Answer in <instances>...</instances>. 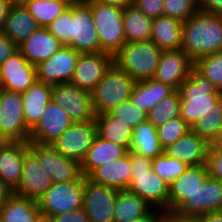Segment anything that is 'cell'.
Here are the masks:
<instances>
[{
    "label": "cell",
    "mask_w": 222,
    "mask_h": 222,
    "mask_svg": "<svg viewBox=\"0 0 222 222\" xmlns=\"http://www.w3.org/2000/svg\"><path fill=\"white\" fill-rule=\"evenodd\" d=\"M47 28L64 45L81 54L103 52L91 7L85 0L67 7Z\"/></svg>",
    "instance_id": "cell-1"
},
{
    "label": "cell",
    "mask_w": 222,
    "mask_h": 222,
    "mask_svg": "<svg viewBox=\"0 0 222 222\" xmlns=\"http://www.w3.org/2000/svg\"><path fill=\"white\" fill-rule=\"evenodd\" d=\"M194 62L222 50V16L198 11L183 22L181 48Z\"/></svg>",
    "instance_id": "cell-2"
},
{
    "label": "cell",
    "mask_w": 222,
    "mask_h": 222,
    "mask_svg": "<svg viewBox=\"0 0 222 222\" xmlns=\"http://www.w3.org/2000/svg\"><path fill=\"white\" fill-rule=\"evenodd\" d=\"M180 117L190 126L212 111H222V92L195 69L178 89Z\"/></svg>",
    "instance_id": "cell-3"
},
{
    "label": "cell",
    "mask_w": 222,
    "mask_h": 222,
    "mask_svg": "<svg viewBox=\"0 0 222 222\" xmlns=\"http://www.w3.org/2000/svg\"><path fill=\"white\" fill-rule=\"evenodd\" d=\"M131 178L128 187L152 208L168 213L169 183L152 169V159L129 151Z\"/></svg>",
    "instance_id": "cell-4"
},
{
    "label": "cell",
    "mask_w": 222,
    "mask_h": 222,
    "mask_svg": "<svg viewBox=\"0 0 222 222\" xmlns=\"http://www.w3.org/2000/svg\"><path fill=\"white\" fill-rule=\"evenodd\" d=\"M162 50L151 40L126 42L114 55V63L136 82L154 77Z\"/></svg>",
    "instance_id": "cell-5"
},
{
    "label": "cell",
    "mask_w": 222,
    "mask_h": 222,
    "mask_svg": "<svg viewBox=\"0 0 222 222\" xmlns=\"http://www.w3.org/2000/svg\"><path fill=\"white\" fill-rule=\"evenodd\" d=\"M136 81L115 63L91 91L95 115L111 111L121 103L129 101Z\"/></svg>",
    "instance_id": "cell-6"
},
{
    "label": "cell",
    "mask_w": 222,
    "mask_h": 222,
    "mask_svg": "<svg viewBox=\"0 0 222 222\" xmlns=\"http://www.w3.org/2000/svg\"><path fill=\"white\" fill-rule=\"evenodd\" d=\"M91 7L100 48L113 56L126 43L123 9L100 0H85Z\"/></svg>",
    "instance_id": "cell-7"
},
{
    "label": "cell",
    "mask_w": 222,
    "mask_h": 222,
    "mask_svg": "<svg viewBox=\"0 0 222 222\" xmlns=\"http://www.w3.org/2000/svg\"><path fill=\"white\" fill-rule=\"evenodd\" d=\"M22 94L0 88V142H29Z\"/></svg>",
    "instance_id": "cell-8"
},
{
    "label": "cell",
    "mask_w": 222,
    "mask_h": 222,
    "mask_svg": "<svg viewBox=\"0 0 222 222\" xmlns=\"http://www.w3.org/2000/svg\"><path fill=\"white\" fill-rule=\"evenodd\" d=\"M84 175L67 183H53L38 200L44 221L48 217L78 210L83 207Z\"/></svg>",
    "instance_id": "cell-9"
},
{
    "label": "cell",
    "mask_w": 222,
    "mask_h": 222,
    "mask_svg": "<svg viewBox=\"0 0 222 222\" xmlns=\"http://www.w3.org/2000/svg\"><path fill=\"white\" fill-rule=\"evenodd\" d=\"M29 149L50 175L52 183H67L83 176L81 163L62 155L52 144L29 142Z\"/></svg>",
    "instance_id": "cell-10"
},
{
    "label": "cell",
    "mask_w": 222,
    "mask_h": 222,
    "mask_svg": "<svg viewBox=\"0 0 222 222\" xmlns=\"http://www.w3.org/2000/svg\"><path fill=\"white\" fill-rule=\"evenodd\" d=\"M52 100L71 118L73 123L95 119L91 92L71 83L52 85Z\"/></svg>",
    "instance_id": "cell-11"
},
{
    "label": "cell",
    "mask_w": 222,
    "mask_h": 222,
    "mask_svg": "<svg viewBox=\"0 0 222 222\" xmlns=\"http://www.w3.org/2000/svg\"><path fill=\"white\" fill-rule=\"evenodd\" d=\"M119 189L98 184L84 176L83 210L90 222H114Z\"/></svg>",
    "instance_id": "cell-12"
},
{
    "label": "cell",
    "mask_w": 222,
    "mask_h": 222,
    "mask_svg": "<svg viewBox=\"0 0 222 222\" xmlns=\"http://www.w3.org/2000/svg\"><path fill=\"white\" fill-rule=\"evenodd\" d=\"M97 135L98 127L95 119L84 123H73L52 145L62 155L81 163Z\"/></svg>",
    "instance_id": "cell-13"
},
{
    "label": "cell",
    "mask_w": 222,
    "mask_h": 222,
    "mask_svg": "<svg viewBox=\"0 0 222 222\" xmlns=\"http://www.w3.org/2000/svg\"><path fill=\"white\" fill-rule=\"evenodd\" d=\"M222 208V180L210 176L171 213L199 216Z\"/></svg>",
    "instance_id": "cell-14"
},
{
    "label": "cell",
    "mask_w": 222,
    "mask_h": 222,
    "mask_svg": "<svg viewBox=\"0 0 222 222\" xmlns=\"http://www.w3.org/2000/svg\"><path fill=\"white\" fill-rule=\"evenodd\" d=\"M80 54L64 45L36 66L37 80L50 85L70 83Z\"/></svg>",
    "instance_id": "cell-15"
},
{
    "label": "cell",
    "mask_w": 222,
    "mask_h": 222,
    "mask_svg": "<svg viewBox=\"0 0 222 222\" xmlns=\"http://www.w3.org/2000/svg\"><path fill=\"white\" fill-rule=\"evenodd\" d=\"M1 69V88L24 93L36 81V66L27 61V59L18 50L8 57L0 65Z\"/></svg>",
    "instance_id": "cell-16"
},
{
    "label": "cell",
    "mask_w": 222,
    "mask_h": 222,
    "mask_svg": "<svg viewBox=\"0 0 222 222\" xmlns=\"http://www.w3.org/2000/svg\"><path fill=\"white\" fill-rule=\"evenodd\" d=\"M113 63L106 52L80 54L70 83L91 92Z\"/></svg>",
    "instance_id": "cell-17"
},
{
    "label": "cell",
    "mask_w": 222,
    "mask_h": 222,
    "mask_svg": "<svg viewBox=\"0 0 222 222\" xmlns=\"http://www.w3.org/2000/svg\"><path fill=\"white\" fill-rule=\"evenodd\" d=\"M72 124L69 115L51 99L30 130L29 142L52 144Z\"/></svg>",
    "instance_id": "cell-18"
},
{
    "label": "cell",
    "mask_w": 222,
    "mask_h": 222,
    "mask_svg": "<svg viewBox=\"0 0 222 222\" xmlns=\"http://www.w3.org/2000/svg\"><path fill=\"white\" fill-rule=\"evenodd\" d=\"M193 69L194 61L181 49L162 51L153 78L178 90Z\"/></svg>",
    "instance_id": "cell-19"
},
{
    "label": "cell",
    "mask_w": 222,
    "mask_h": 222,
    "mask_svg": "<svg viewBox=\"0 0 222 222\" xmlns=\"http://www.w3.org/2000/svg\"><path fill=\"white\" fill-rule=\"evenodd\" d=\"M52 184L50 175L41 166L37 156L29 149L25 153L19 186L13 193L38 201Z\"/></svg>",
    "instance_id": "cell-20"
},
{
    "label": "cell",
    "mask_w": 222,
    "mask_h": 222,
    "mask_svg": "<svg viewBox=\"0 0 222 222\" xmlns=\"http://www.w3.org/2000/svg\"><path fill=\"white\" fill-rule=\"evenodd\" d=\"M29 142H0V179L14 191L20 183Z\"/></svg>",
    "instance_id": "cell-21"
},
{
    "label": "cell",
    "mask_w": 222,
    "mask_h": 222,
    "mask_svg": "<svg viewBox=\"0 0 222 222\" xmlns=\"http://www.w3.org/2000/svg\"><path fill=\"white\" fill-rule=\"evenodd\" d=\"M209 176L207 163L188 166L185 171L169 184L168 213L173 212Z\"/></svg>",
    "instance_id": "cell-22"
},
{
    "label": "cell",
    "mask_w": 222,
    "mask_h": 222,
    "mask_svg": "<svg viewBox=\"0 0 222 222\" xmlns=\"http://www.w3.org/2000/svg\"><path fill=\"white\" fill-rule=\"evenodd\" d=\"M209 147L205 140L190 130L166 147L163 152L169 157L180 160L186 166H197L207 163Z\"/></svg>",
    "instance_id": "cell-23"
},
{
    "label": "cell",
    "mask_w": 222,
    "mask_h": 222,
    "mask_svg": "<svg viewBox=\"0 0 222 222\" xmlns=\"http://www.w3.org/2000/svg\"><path fill=\"white\" fill-rule=\"evenodd\" d=\"M63 46L64 44L48 28L40 27L21 43L18 49L28 62L37 66L40 62L49 59Z\"/></svg>",
    "instance_id": "cell-24"
},
{
    "label": "cell",
    "mask_w": 222,
    "mask_h": 222,
    "mask_svg": "<svg viewBox=\"0 0 222 222\" xmlns=\"http://www.w3.org/2000/svg\"><path fill=\"white\" fill-rule=\"evenodd\" d=\"M87 178L98 184L128 189L131 178L129 151L123 158L95 168Z\"/></svg>",
    "instance_id": "cell-25"
},
{
    "label": "cell",
    "mask_w": 222,
    "mask_h": 222,
    "mask_svg": "<svg viewBox=\"0 0 222 222\" xmlns=\"http://www.w3.org/2000/svg\"><path fill=\"white\" fill-rule=\"evenodd\" d=\"M2 222H45L38 201L12 193L0 207Z\"/></svg>",
    "instance_id": "cell-26"
},
{
    "label": "cell",
    "mask_w": 222,
    "mask_h": 222,
    "mask_svg": "<svg viewBox=\"0 0 222 222\" xmlns=\"http://www.w3.org/2000/svg\"><path fill=\"white\" fill-rule=\"evenodd\" d=\"M127 153L128 150L125 147L116 145L97 135L86 157L81 162L82 174L87 177L95 168L119 160Z\"/></svg>",
    "instance_id": "cell-27"
},
{
    "label": "cell",
    "mask_w": 222,
    "mask_h": 222,
    "mask_svg": "<svg viewBox=\"0 0 222 222\" xmlns=\"http://www.w3.org/2000/svg\"><path fill=\"white\" fill-rule=\"evenodd\" d=\"M39 28L25 6H12L1 32L19 46Z\"/></svg>",
    "instance_id": "cell-28"
},
{
    "label": "cell",
    "mask_w": 222,
    "mask_h": 222,
    "mask_svg": "<svg viewBox=\"0 0 222 222\" xmlns=\"http://www.w3.org/2000/svg\"><path fill=\"white\" fill-rule=\"evenodd\" d=\"M183 21L161 16L153 19L151 41L162 51L181 48Z\"/></svg>",
    "instance_id": "cell-29"
},
{
    "label": "cell",
    "mask_w": 222,
    "mask_h": 222,
    "mask_svg": "<svg viewBox=\"0 0 222 222\" xmlns=\"http://www.w3.org/2000/svg\"><path fill=\"white\" fill-rule=\"evenodd\" d=\"M52 99V85L36 81L28 90L22 93L24 119L31 130L40 119L46 104Z\"/></svg>",
    "instance_id": "cell-30"
},
{
    "label": "cell",
    "mask_w": 222,
    "mask_h": 222,
    "mask_svg": "<svg viewBox=\"0 0 222 222\" xmlns=\"http://www.w3.org/2000/svg\"><path fill=\"white\" fill-rule=\"evenodd\" d=\"M174 91L170 86L154 78L137 81L130 101L147 114L160 100L168 97Z\"/></svg>",
    "instance_id": "cell-31"
},
{
    "label": "cell",
    "mask_w": 222,
    "mask_h": 222,
    "mask_svg": "<svg viewBox=\"0 0 222 222\" xmlns=\"http://www.w3.org/2000/svg\"><path fill=\"white\" fill-rule=\"evenodd\" d=\"M95 120L100 137L130 150L134 128L109 112L96 115Z\"/></svg>",
    "instance_id": "cell-32"
},
{
    "label": "cell",
    "mask_w": 222,
    "mask_h": 222,
    "mask_svg": "<svg viewBox=\"0 0 222 222\" xmlns=\"http://www.w3.org/2000/svg\"><path fill=\"white\" fill-rule=\"evenodd\" d=\"M152 209L145 200L129 189H119L114 205V222H129Z\"/></svg>",
    "instance_id": "cell-33"
},
{
    "label": "cell",
    "mask_w": 222,
    "mask_h": 222,
    "mask_svg": "<svg viewBox=\"0 0 222 222\" xmlns=\"http://www.w3.org/2000/svg\"><path fill=\"white\" fill-rule=\"evenodd\" d=\"M156 129L157 128L148 120L134 128L129 151L152 160L161 155L163 149Z\"/></svg>",
    "instance_id": "cell-34"
},
{
    "label": "cell",
    "mask_w": 222,
    "mask_h": 222,
    "mask_svg": "<svg viewBox=\"0 0 222 222\" xmlns=\"http://www.w3.org/2000/svg\"><path fill=\"white\" fill-rule=\"evenodd\" d=\"M153 19L148 18L135 5L123 9V25L126 42L151 40Z\"/></svg>",
    "instance_id": "cell-35"
},
{
    "label": "cell",
    "mask_w": 222,
    "mask_h": 222,
    "mask_svg": "<svg viewBox=\"0 0 222 222\" xmlns=\"http://www.w3.org/2000/svg\"><path fill=\"white\" fill-rule=\"evenodd\" d=\"M25 7L39 27L47 28L68 6L57 0H32Z\"/></svg>",
    "instance_id": "cell-36"
},
{
    "label": "cell",
    "mask_w": 222,
    "mask_h": 222,
    "mask_svg": "<svg viewBox=\"0 0 222 222\" xmlns=\"http://www.w3.org/2000/svg\"><path fill=\"white\" fill-rule=\"evenodd\" d=\"M180 102V93L175 90L171 95L160 100L147 113V120L157 128L168 120L180 117Z\"/></svg>",
    "instance_id": "cell-37"
},
{
    "label": "cell",
    "mask_w": 222,
    "mask_h": 222,
    "mask_svg": "<svg viewBox=\"0 0 222 222\" xmlns=\"http://www.w3.org/2000/svg\"><path fill=\"white\" fill-rule=\"evenodd\" d=\"M194 69L222 92V50L196 60Z\"/></svg>",
    "instance_id": "cell-38"
},
{
    "label": "cell",
    "mask_w": 222,
    "mask_h": 222,
    "mask_svg": "<svg viewBox=\"0 0 222 222\" xmlns=\"http://www.w3.org/2000/svg\"><path fill=\"white\" fill-rule=\"evenodd\" d=\"M187 167L180 160L169 157L164 152L152 160L154 172L169 184L178 178Z\"/></svg>",
    "instance_id": "cell-39"
},
{
    "label": "cell",
    "mask_w": 222,
    "mask_h": 222,
    "mask_svg": "<svg viewBox=\"0 0 222 222\" xmlns=\"http://www.w3.org/2000/svg\"><path fill=\"white\" fill-rule=\"evenodd\" d=\"M156 130L160 144L164 150L190 131L191 127L181 117H178L166 121L164 124L157 127Z\"/></svg>",
    "instance_id": "cell-40"
},
{
    "label": "cell",
    "mask_w": 222,
    "mask_h": 222,
    "mask_svg": "<svg viewBox=\"0 0 222 222\" xmlns=\"http://www.w3.org/2000/svg\"><path fill=\"white\" fill-rule=\"evenodd\" d=\"M221 128L222 111H212L211 114L197 120L191 130L210 145Z\"/></svg>",
    "instance_id": "cell-41"
},
{
    "label": "cell",
    "mask_w": 222,
    "mask_h": 222,
    "mask_svg": "<svg viewBox=\"0 0 222 222\" xmlns=\"http://www.w3.org/2000/svg\"><path fill=\"white\" fill-rule=\"evenodd\" d=\"M198 0H163L164 16L188 20L199 11Z\"/></svg>",
    "instance_id": "cell-42"
},
{
    "label": "cell",
    "mask_w": 222,
    "mask_h": 222,
    "mask_svg": "<svg viewBox=\"0 0 222 222\" xmlns=\"http://www.w3.org/2000/svg\"><path fill=\"white\" fill-rule=\"evenodd\" d=\"M109 113L117 118L122 119L132 128L147 120V114L136 107L130 100L114 107Z\"/></svg>",
    "instance_id": "cell-43"
},
{
    "label": "cell",
    "mask_w": 222,
    "mask_h": 222,
    "mask_svg": "<svg viewBox=\"0 0 222 222\" xmlns=\"http://www.w3.org/2000/svg\"><path fill=\"white\" fill-rule=\"evenodd\" d=\"M134 5L148 18L156 19L164 15L163 0H134Z\"/></svg>",
    "instance_id": "cell-44"
},
{
    "label": "cell",
    "mask_w": 222,
    "mask_h": 222,
    "mask_svg": "<svg viewBox=\"0 0 222 222\" xmlns=\"http://www.w3.org/2000/svg\"><path fill=\"white\" fill-rule=\"evenodd\" d=\"M209 176L222 180V149H209L207 157Z\"/></svg>",
    "instance_id": "cell-45"
},
{
    "label": "cell",
    "mask_w": 222,
    "mask_h": 222,
    "mask_svg": "<svg viewBox=\"0 0 222 222\" xmlns=\"http://www.w3.org/2000/svg\"><path fill=\"white\" fill-rule=\"evenodd\" d=\"M45 222H90L87 214L80 208L64 214L48 217Z\"/></svg>",
    "instance_id": "cell-46"
},
{
    "label": "cell",
    "mask_w": 222,
    "mask_h": 222,
    "mask_svg": "<svg viewBox=\"0 0 222 222\" xmlns=\"http://www.w3.org/2000/svg\"><path fill=\"white\" fill-rule=\"evenodd\" d=\"M18 50V45L0 32V65Z\"/></svg>",
    "instance_id": "cell-47"
},
{
    "label": "cell",
    "mask_w": 222,
    "mask_h": 222,
    "mask_svg": "<svg viewBox=\"0 0 222 222\" xmlns=\"http://www.w3.org/2000/svg\"><path fill=\"white\" fill-rule=\"evenodd\" d=\"M200 11L222 16V0H198Z\"/></svg>",
    "instance_id": "cell-48"
},
{
    "label": "cell",
    "mask_w": 222,
    "mask_h": 222,
    "mask_svg": "<svg viewBox=\"0 0 222 222\" xmlns=\"http://www.w3.org/2000/svg\"><path fill=\"white\" fill-rule=\"evenodd\" d=\"M164 214L163 210L152 208L147 214L129 222H157Z\"/></svg>",
    "instance_id": "cell-49"
},
{
    "label": "cell",
    "mask_w": 222,
    "mask_h": 222,
    "mask_svg": "<svg viewBox=\"0 0 222 222\" xmlns=\"http://www.w3.org/2000/svg\"><path fill=\"white\" fill-rule=\"evenodd\" d=\"M12 5L10 0H0V32L2 31L5 20L10 12Z\"/></svg>",
    "instance_id": "cell-50"
},
{
    "label": "cell",
    "mask_w": 222,
    "mask_h": 222,
    "mask_svg": "<svg viewBox=\"0 0 222 222\" xmlns=\"http://www.w3.org/2000/svg\"><path fill=\"white\" fill-rule=\"evenodd\" d=\"M202 222H222L221 211L209 212L199 215Z\"/></svg>",
    "instance_id": "cell-51"
},
{
    "label": "cell",
    "mask_w": 222,
    "mask_h": 222,
    "mask_svg": "<svg viewBox=\"0 0 222 222\" xmlns=\"http://www.w3.org/2000/svg\"><path fill=\"white\" fill-rule=\"evenodd\" d=\"M100 1L121 9H125L128 6L134 5V0H100Z\"/></svg>",
    "instance_id": "cell-52"
},
{
    "label": "cell",
    "mask_w": 222,
    "mask_h": 222,
    "mask_svg": "<svg viewBox=\"0 0 222 222\" xmlns=\"http://www.w3.org/2000/svg\"><path fill=\"white\" fill-rule=\"evenodd\" d=\"M12 193L13 191L0 179V207Z\"/></svg>",
    "instance_id": "cell-53"
},
{
    "label": "cell",
    "mask_w": 222,
    "mask_h": 222,
    "mask_svg": "<svg viewBox=\"0 0 222 222\" xmlns=\"http://www.w3.org/2000/svg\"><path fill=\"white\" fill-rule=\"evenodd\" d=\"M176 222H202L199 216H185L180 214H169Z\"/></svg>",
    "instance_id": "cell-54"
},
{
    "label": "cell",
    "mask_w": 222,
    "mask_h": 222,
    "mask_svg": "<svg viewBox=\"0 0 222 222\" xmlns=\"http://www.w3.org/2000/svg\"><path fill=\"white\" fill-rule=\"evenodd\" d=\"M209 149H222V128L216 135V138L210 144Z\"/></svg>",
    "instance_id": "cell-55"
},
{
    "label": "cell",
    "mask_w": 222,
    "mask_h": 222,
    "mask_svg": "<svg viewBox=\"0 0 222 222\" xmlns=\"http://www.w3.org/2000/svg\"><path fill=\"white\" fill-rule=\"evenodd\" d=\"M32 0H10L12 6H26Z\"/></svg>",
    "instance_id": "cell-56"
},
{
    "label": "cell",
    "mask_w": 222,
    "mask_h": 222,
    "mask_svg": "<svg viewBox=\"0 0 222 222\" xmlns=\"http://www.w3.org/2000/svg\"><path fill=\"white\" fill-rule=\"evenodd\" d=\"M157 222H176L168 213H165Z\"/></svg>",
    "instance_id": "cell-57"
},
{
    "label": "cell",
    "mask_w": 222,
    "mask_h": 222,
    "mask_svg": "<svg viewBox=\"0 0 222 222\" xmlns=\"http://www.w3.org/2000/svg\"><path fill=\"white\" fill-rule=\"evenodd\" d=\"M64 4H66L68 7H71L72 5L77 4L80 0H57Z\"/></svg>",
    "instance_id": "cell-58"
},
{
    "label": "cell",
    "mask_w": 222,
    "mask_h": 222,
    "mask_svg": "<svg viewBox=\"0 0 222 222\" xmlns=\"http://www.w3.org/2000/svg\"><path fill=\"white\" fill-rule=\"evenodd\" d=\"M0 88H1V69H0Z\"/></svg>",
    "instance_id": "cell-59"
}]
</instances>
